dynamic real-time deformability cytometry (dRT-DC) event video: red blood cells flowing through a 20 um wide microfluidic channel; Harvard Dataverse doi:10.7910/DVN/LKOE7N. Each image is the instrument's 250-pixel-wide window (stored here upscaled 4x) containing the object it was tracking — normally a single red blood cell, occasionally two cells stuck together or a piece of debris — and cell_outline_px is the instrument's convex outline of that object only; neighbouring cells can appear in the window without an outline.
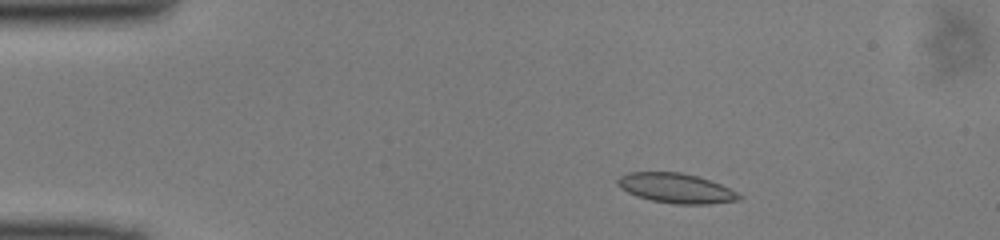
{"species": "common noctule bat (a hibernating species)", "species_latin": "Nyctalus noctula", "temperature_condition": "cold", "stored_images_in_passage": 46, "camera_frame_rate_fps": 3000, "um_per_image_px": 0.085, "animal": {"sex": "male", "body_mass_g": 13.0, "forearm_length_mm": 53.1}, "frame": {"image": 1, "passage_image": 5, "time_ms": 1.333, "image_size_px": [1000, 240], "cell_outline_px": [[744, 196], [740, 200], [708, 204], [676, 204], [652, 200], [636, 196], [620, 188], [616, 184], [616, 180], [620, 176], [628, 172], [680, 172], [696, 176], [720, 184]], "centroid_in_image_um": [57.44, 16.0], "position_along_channel_um": 27.6, "area_um2": 20.98}}
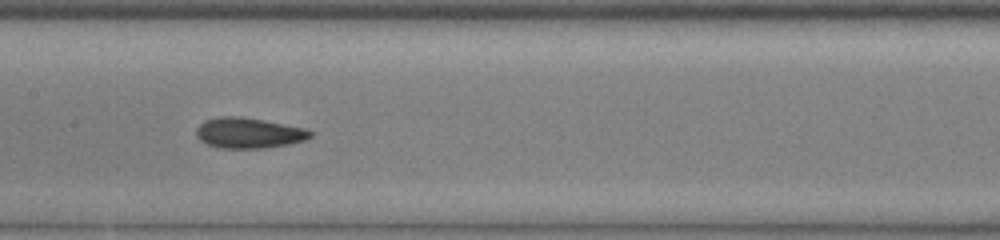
{"frame": {"image": 2, "passage_image": 21, "time_ms": 6.667, "image_size_px": [1000, 240], "cell_outline_px": [[312, 136], [304, 140], [288, 144], [264, 148], [220, 148], [208, 144], [200, 140], [196, 136], [196, 128], [204, 120], [220, 116], [240, 116], [264, 120], [308, 128], [312, 132]], "centroid_in_image_um": [21.14, 11.29], "position_along_channel_um": 186.3, "area_um2": 20.4}}
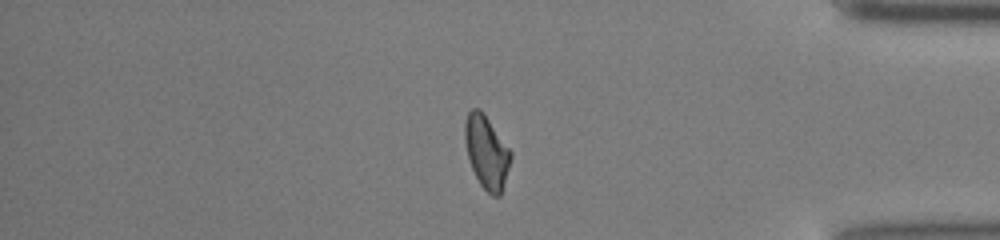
{"frame": {"image": 3, "passage_image": 38, "time_ms": 12.333, "image_size_px": [1000, 240], "cell_outline_px": [[512, 156], [500, 196], [492, 196], [480, 184], [472, 168], [468, 156], [464, 140], [464, 124], [468, 112], [472, 108], [480, 108], [484, 112], [512, 152]], "centroid_in_image_um": [41.35, 12.88], "position_along_channel_um": 393.8, "area_um2": 19.48}}